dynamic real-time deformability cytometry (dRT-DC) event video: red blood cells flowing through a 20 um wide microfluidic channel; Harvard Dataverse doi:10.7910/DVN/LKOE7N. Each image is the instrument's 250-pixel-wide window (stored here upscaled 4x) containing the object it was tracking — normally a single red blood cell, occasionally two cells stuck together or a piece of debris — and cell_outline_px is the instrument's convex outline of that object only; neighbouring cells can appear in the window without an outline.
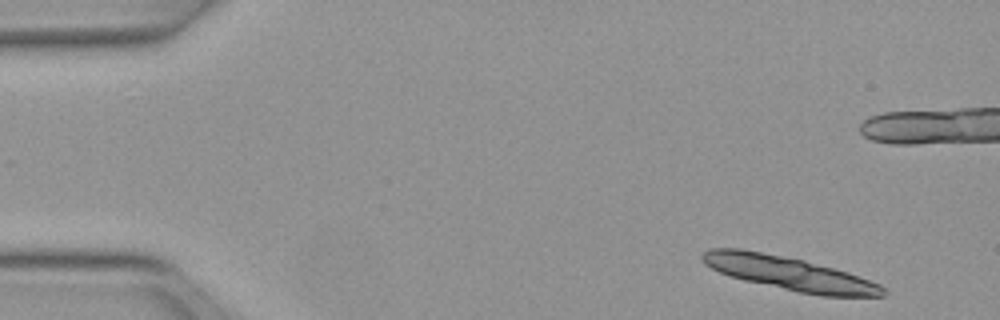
{"species": "Egyptian fruit bat (a non-hibernating species)", "species_latin": "Rousettus aegyptiacus", "temperature_condition": "warm", "stored_images_in_passage": 12, "camera_frame_rate_fps": 3000, "um_per_image_px": 0.085, "animal": {"sex": "female"}, "frame": {"image": 1, "passage_image": 1, "time_ms": 0.0, "image_size_px": [1000, 320], "cell_outline_px": [[888, 292], [884, 296], [820, 296], [800, 292], [744, 280], [728, 276], [704, 264], [700, 260], [700, 256], [708, 248], [740, 248], [804, 260], [848, 272], [880, 284]], "centroid_in_image_um": [67.07, 23.23], "position_along_channel_um": 17.9, "area_um2": 35.26}}